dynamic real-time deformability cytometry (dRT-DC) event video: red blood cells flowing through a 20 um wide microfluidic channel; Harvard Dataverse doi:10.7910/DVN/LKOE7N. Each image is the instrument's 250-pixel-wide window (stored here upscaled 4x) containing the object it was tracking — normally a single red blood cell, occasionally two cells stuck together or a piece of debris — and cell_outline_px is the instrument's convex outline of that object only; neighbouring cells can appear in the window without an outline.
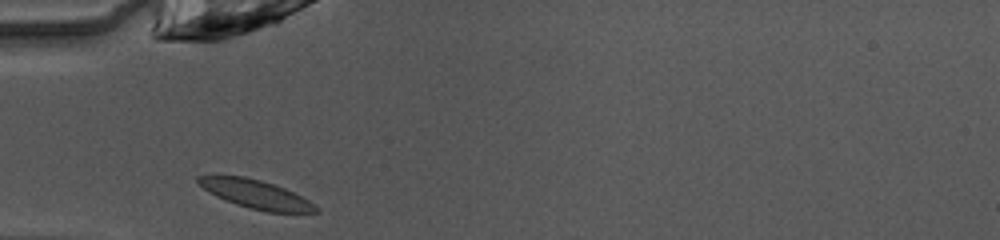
{"species": "common noctule bat (a hibernating species)", "species_latin": "Nyctalus noctula", "temperature_condition": "warm", "stored_images_in_passage": 28, "camera_frame_rate_fps": 3000, "um_per_image_px": 0.085, "animal": {"sex": "female", "body_mass_g": 10.0, "forearm_length_mm": 53.1}, "frame": {"image": 1, "passage_image": 1, "time_ms": 0.0, "image_size_px": [1000, 240], "cell_outline_px": [[320, 212], [268, 212], [248, 208], [236, 204], [216, 196], [208, 192], [196, 180], [196, 176], [216, 172], [220, 172], [244, 176], [260, 180], [284, 188], [308, 200], [320, 208]], "centroid_in_image_um": [21.64, 16.45], "position_along_channel_um": 63.4, "area_um2": 20.0}}
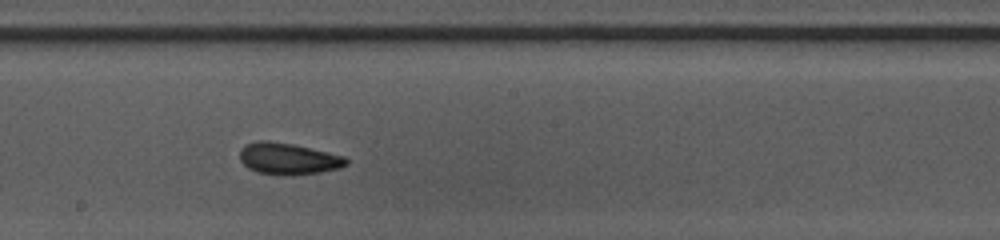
{"frame": {"image": 2, "passage_image": 13, "time_ms": 4.0, "image_size_px": [1000, 240], "cell_outline_px": [[348, 164], [340, 168], [320, 172], [288, 176], [284, 176], [256, 172], [248, 168], [240, 160], [240, 148], [244, 144], [260, 140], [264, 140], [292, 144], [344, 156], [348, 160]], "centroid_in_image_um": [24.47, 13.5], "position_along_channel_um": 223.7, "area_um2": 19.65}}
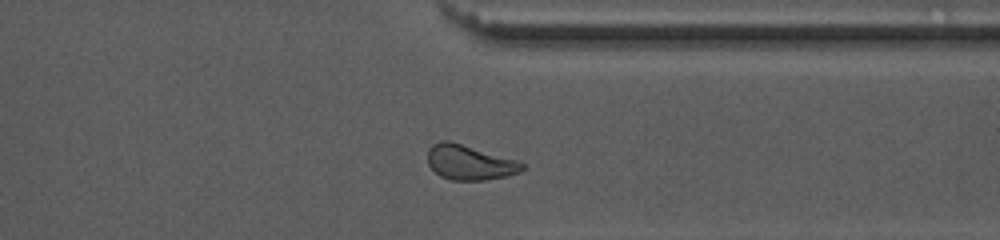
{"frame": {"image": 3, "passage_image": 24, "time_ms": 7.667, "image_size_px": [1000, 240], "cell_outline_px": [[524, 168], [520, 172], [504, 176], [484, 180], [452, 180], [440, 176], [428, 164], [428, 148], [432, 144], [440, 140], [448, 140], [516, 160], [524, 164]], "centroid_in_image_um": [39.87, 13.8], "position_along_channel_um": 371.5, "area_um2": 18.96}, "authors_computed_cell_mechanics": {"area_um2": 19.0451, "velocity_mm_per_s": 4.0439, "shape_relaxation_time_tau1_ms": 7.2871, "shape_relaxation_time_tau2_ms": 2.9489, "deformation_change_tau1": 0.1319, "deformation_change_tau2": 0.088}}